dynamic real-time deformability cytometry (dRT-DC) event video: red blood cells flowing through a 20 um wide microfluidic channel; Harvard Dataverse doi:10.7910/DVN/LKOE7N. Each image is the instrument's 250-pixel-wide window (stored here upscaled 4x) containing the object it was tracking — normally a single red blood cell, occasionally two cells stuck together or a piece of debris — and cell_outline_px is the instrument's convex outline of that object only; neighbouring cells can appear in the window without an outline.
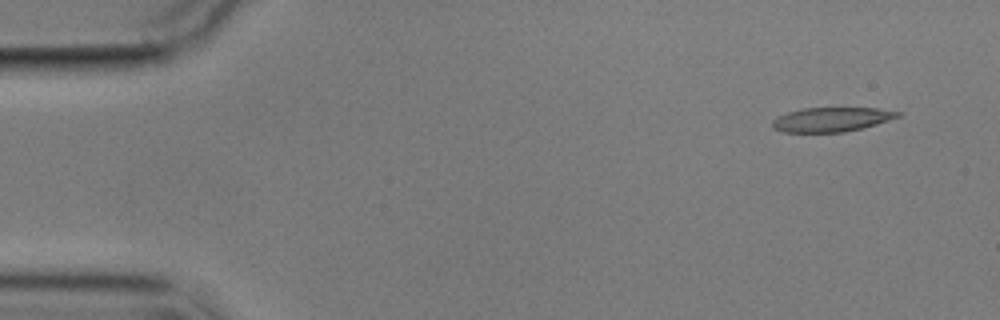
{"species": "common noctule bat (a hibernating species)", "species_latin": "Nyctalus noctula", "temperature_condition": "cold", "stored_images_in_passage": 5, "camera_frame_rate_fps": 3000, "um_per_image_px": 0.085, "animal": {"sex": "male", "body_mass_g": 17.9}, "frame": {"image": 1, "passage_image": 1, "time_ms": 0.0, "image_size_px": [1000, 320], "cell_outline_px": [[904, 112], [900, 116], [876, 124], [844, 132], [784, 132], [772, 128], [772, 120], [776, 116], [788, 112], [804, 108], [876, 108]], "centroid_in_image_um": [70.66, 10.15], "position_along_channel_um": 14.3, "area_um2": 17.74}}
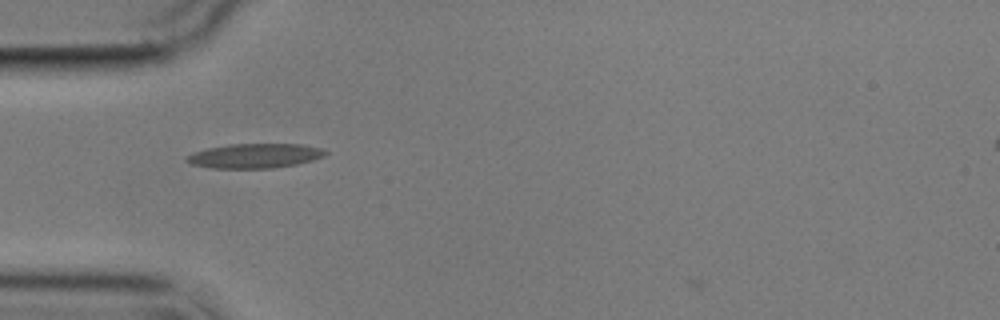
{"frame": {"image": 2, "passage_image": 4, "time_ms": 4.333, "image_size_px": [1000, 320], "cell_outline_px": [[328, 152], [324, 156], [312, 160], [296, 164], [272, 168], [212, 168], [192, 164], [184, 160], [184, 156], [208, 148], [228, 144], [300, 144], [320, 148]], "centroid_in_image_um": [21.63, 13.24], "position_along_channel_um": 63.4, "area_um2": 19.71}}
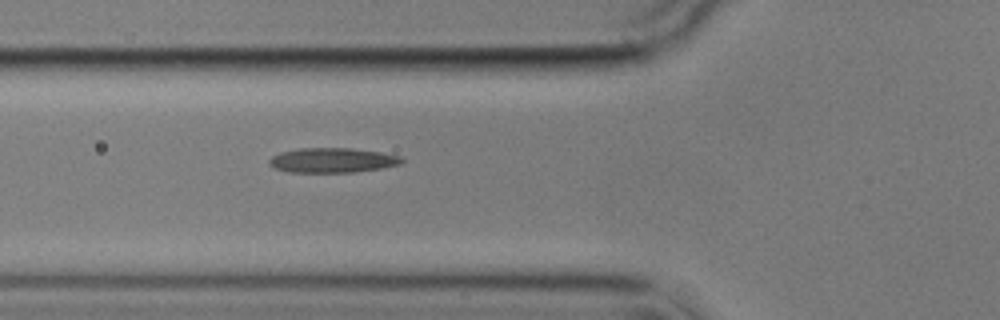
{"frame": {"image": 3, "passage_image": 5, "time_ms": 5.333, "image_size_px": [1000, 320], "cell_outline_px": [[404, 160], [400, 164], [380, 168], [352, 172], [288, 172], [276, 168], [268, 164], [268, 160], [272, 156], [280, 152], [300, 148], [352, 148], [380, 152], [400, 156]], "centroid_in_image_um": [28.22, 13.61], "position_along_channel_um": 97.6, "area_um2": 19.02}}